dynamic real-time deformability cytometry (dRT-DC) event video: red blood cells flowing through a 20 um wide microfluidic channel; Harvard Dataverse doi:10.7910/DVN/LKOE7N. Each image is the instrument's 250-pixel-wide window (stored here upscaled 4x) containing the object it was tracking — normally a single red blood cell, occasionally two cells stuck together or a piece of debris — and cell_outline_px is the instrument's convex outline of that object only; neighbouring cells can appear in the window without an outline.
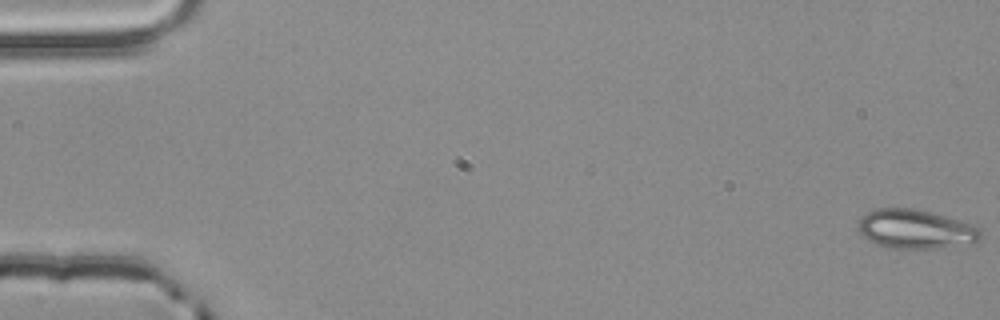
{"species": "common noctule bat (a hibernating species)", "species_latin": "Nyctalus noctula", "temperature_condition": "room temperature", "stored_images_in_passage": 24, "camera_frame_rate_fps": 3000, "um_per_image_px": 0.085, "animal": {"sex": "male", "body_mass_g": 20.4}, "frame": {"image": 1, "passage_image": 1, "time_ms": 0.0, "image_size_px": [1000, 320], "cell_outline_px": [[980, 240], [972, 244], [940, 248], [884, 248], [860, 236], [856, 224], [860, 216], [876, 208], [916, 208], [956, 220], [980, 228]], "centroid_in_image_um": [77.74, 19.49], "position_along_channel_um": 7.3, "area_um2": 28.15}}
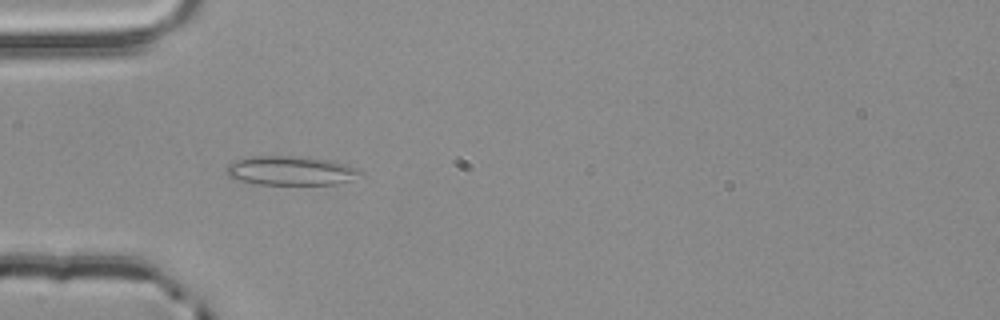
{"frame": {"image": 2, "passage_image": 18, "time_ms": 5.667, "image_size_px": [1000, 320], "cell_outline_px": [[364, 172], [352, 180], [336, 184], [260, 184], [240, 180], [228, 176], [228, 164], [236, 160], [252, 156], [296, 156], [332, 160], [356, 168]], "centroid_in_image_um": [24.75, 14.5], "position_along_channel_um": 60.2, "area_um2": 22.48}}
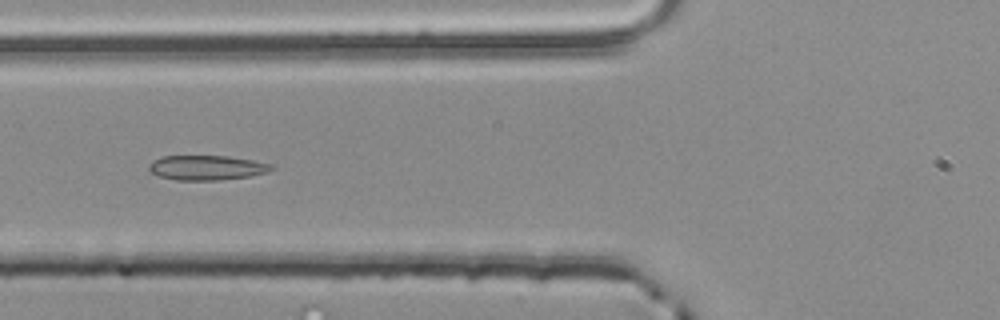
{"frame": {"image": 3, "passage_image": 22, "time_ms": 7.0, "image_size_px": [1000, 320], "cell_outline_px": [[276, 168], [268, 172], [248, 176], [220, 180], [176, 180], [160, 176], [148, 172], [148, 164], [152, 160], [160, 156], [228, 156], [252, 160], [272, 164]], "centroid_in_image_um": [17.54, 14.25], "position_along_channel_um": 108.3, "area_um2": 17.8}}